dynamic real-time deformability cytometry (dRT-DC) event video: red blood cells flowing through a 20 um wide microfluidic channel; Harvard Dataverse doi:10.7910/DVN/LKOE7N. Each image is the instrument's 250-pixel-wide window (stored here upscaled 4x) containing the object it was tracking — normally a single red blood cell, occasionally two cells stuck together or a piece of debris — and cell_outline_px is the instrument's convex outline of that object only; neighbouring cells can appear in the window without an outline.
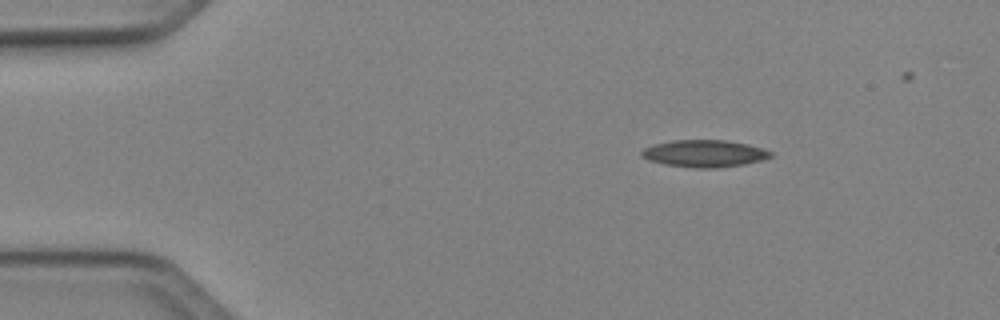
{"species": "Egyptian fruit bat (a non-hibernating species)", "species_latin": "Rousettus aegyptiacus", "temperature_condition": "cold", "stored_images_in_passage": 39, "camera_frame_rate_fps": 3000, "um_per_image_px": 0.085, "animal": {"sex": "female"}, "frame": {"image": 1, "passage_image": 1, "time_ms": 0.0, "image_size_px": [1000, 320], "cell_outline_px": [[772, 156], [764, 160], [744, 164], [716, 168], [696, 168], [664, 164], [648, 160], [640, 156], [640, 152], [644, 148], [652, 144], [672, 140], [724, 140], [748, 144], [764, 148], [772, 152]], "centroid_in_image_um": [59.87, 13.04], "position_along_channel_um": 25.1, "area_um2": 20.58}}
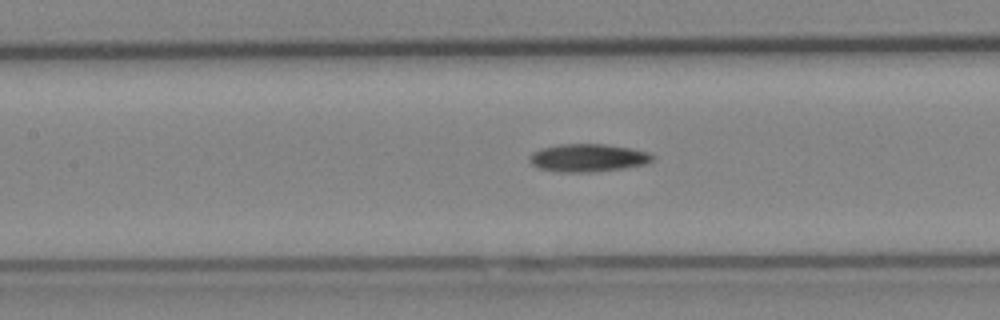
{"frame": {"image": 2, "passage_image": 16, "time_ms": 5.0, "image_size_px": [1000, 320], "cell_outline_px": [[656, 156], [648, 164], [624, 168], [596, 172], [556, 172], [540, 168], [532, 164], [528, 160], [528, 156], [532, 152], [540, 148], [560, 144], [604, 144], [632, 148], [648, 152]], "centroid_in_image_um": [49.98, 13.42], "position_along_channel_um": 157.4, "area_um2": 20.29}}
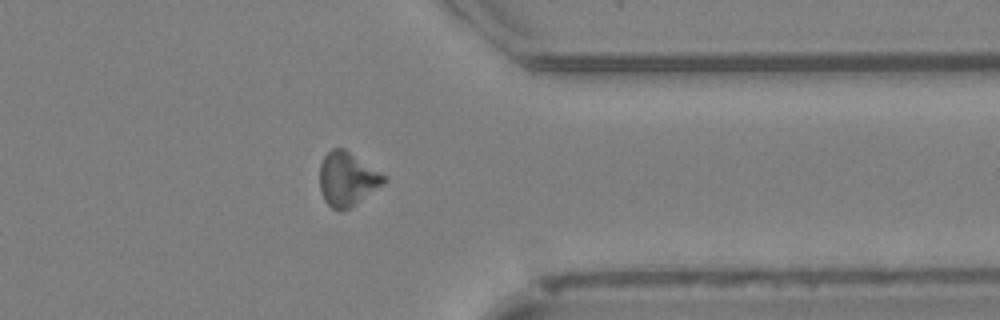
{"frame": {"image": 3, "passage_image": 33, "time_ms": 10.667, "image_size_px": [1000, 320], "cell_outline_px": [[388, 180], [384, 184], [356, 204], [344, 212], [340, 212], [332, 208], [324, 200], [320, 192], [320, 164], [324, 156], [332, 148], [344, 148], [388, 176]], "centroid_in_image_um": [29.54, 15.23], "position_along_channel_um": 381.9, "area_um2": 20.52}}